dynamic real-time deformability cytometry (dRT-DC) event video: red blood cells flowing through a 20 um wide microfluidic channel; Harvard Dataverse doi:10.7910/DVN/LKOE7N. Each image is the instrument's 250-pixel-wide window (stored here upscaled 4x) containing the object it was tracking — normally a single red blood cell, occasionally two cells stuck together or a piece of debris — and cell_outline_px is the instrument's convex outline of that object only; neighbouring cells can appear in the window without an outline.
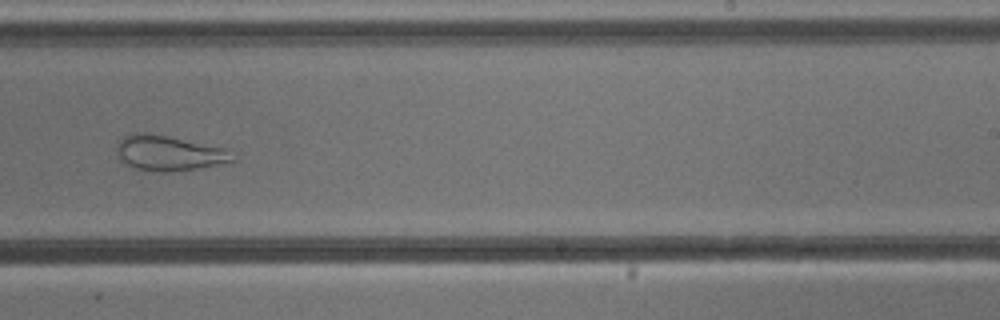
{"species": "common noctule bat (a hibernating species)", "species_latin": "Nyctalus noctula", "temperature_condition": "cold", "stored_images_in_passage": 53, "camera_frame_rate_fps": 3000, "um_per_image_px": 0.085, "animal": {"sex": "male", "body_mass_g": 13.3}, "frame": {"image": 1, "passage_image": 33, "time_ms": 10.667, "image_size_px": [1000, 320], "cell_outline_px": [[236, 160], [200, 168], [164, 172], [160, 172], [136, 168], [120, 160], [116, 148], [116, 144], [124, 136], [132, 132], [148, 132], [228, 148]], "centroid_in_image_um": [14.35, 12.99], "position_along_channel_um": 274.6, "area_um2": 23.81}}
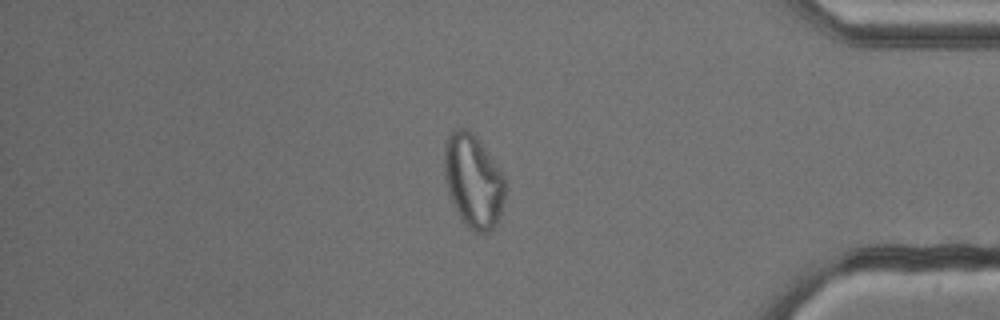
{"frame": {"image": 2, "passage_image": 45, "time_ms": 14.667, "image_size_px": [1000, 320], "cell_outline_px": [[504, 204], [500, 216], [496, 224], [488, 232], [472, 232], [464, 224], [452, 204], [448, 192], [444, 176], [444, 140], [452, 128], [468, 128], [476, 136], [504, 176]], "centroid_in_image_um": [40.19, 15.37], "position_along_channel_um": 395.0, "area_um2": 33.47}}
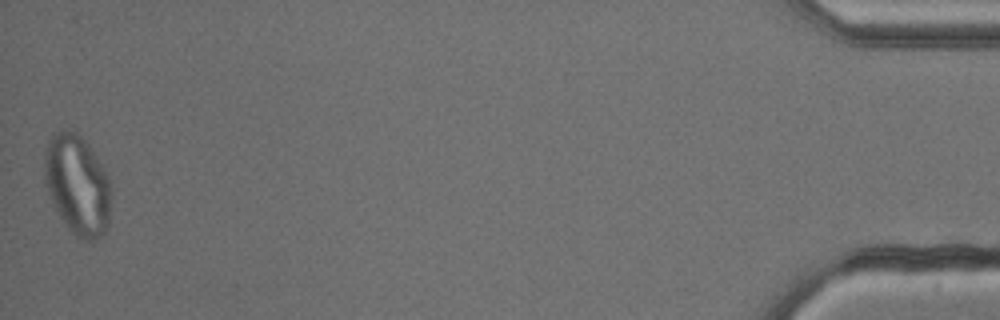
{"frame": {"image": 3, "passage_image": 53, "time_ms": 17.333, "image_size_px": [1000, 320], "cell_outline_px": [[112, 192], [108, 224], [104, 232], [100, 236], [92, 240], [84, 240], [72, 232], [68, 228], [60, 216], [44, 184], [44, 152], [48, 140], [52, 132], [64, 128], [76, 132], [88, 144], [104, 168], [108, 176]], "centroid_in_image_um": [6.57, 15.66], "position_along_channel_um": 428.6, "area_um2": 39.07}}